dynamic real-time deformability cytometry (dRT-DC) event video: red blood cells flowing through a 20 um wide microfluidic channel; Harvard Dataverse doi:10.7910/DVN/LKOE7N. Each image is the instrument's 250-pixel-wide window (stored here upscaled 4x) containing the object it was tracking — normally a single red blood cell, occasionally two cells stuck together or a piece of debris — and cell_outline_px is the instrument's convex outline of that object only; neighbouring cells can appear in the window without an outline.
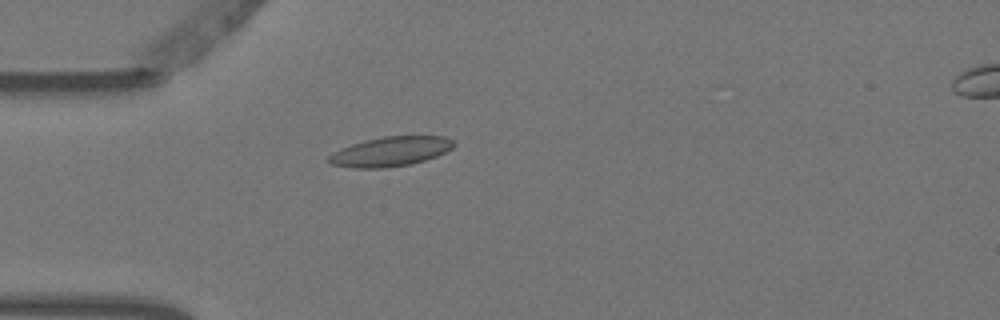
{"species": "Egyptian fruit bat (a non-hibernating species)", "species_latin": "Rousettus aegyptiacus", "temperature_condition": "warm", "stored_images_in_passage": 2, "camera_frame_rate_fps": 3000, "um_per_image_px": 0.085, "animal": {"sex": "female"}, "frame": {"image": 1, "passage_image": 2, "time_ms": 0.333, "image_size_px": [1000, 320], "cell_outline_px": [[456, 144], [452, 148], [436, 156], [412, 164], [384, 168], [352, 168], [332, 164], [328, 160], [328, 156], [340, 148], [364, 140], [384, 136], [444, 136], [452, 140]], "centroid_in_image_um": [33.19, 12.88], "position_along_channel_um": 51.8, "area_um2": 21.5}}